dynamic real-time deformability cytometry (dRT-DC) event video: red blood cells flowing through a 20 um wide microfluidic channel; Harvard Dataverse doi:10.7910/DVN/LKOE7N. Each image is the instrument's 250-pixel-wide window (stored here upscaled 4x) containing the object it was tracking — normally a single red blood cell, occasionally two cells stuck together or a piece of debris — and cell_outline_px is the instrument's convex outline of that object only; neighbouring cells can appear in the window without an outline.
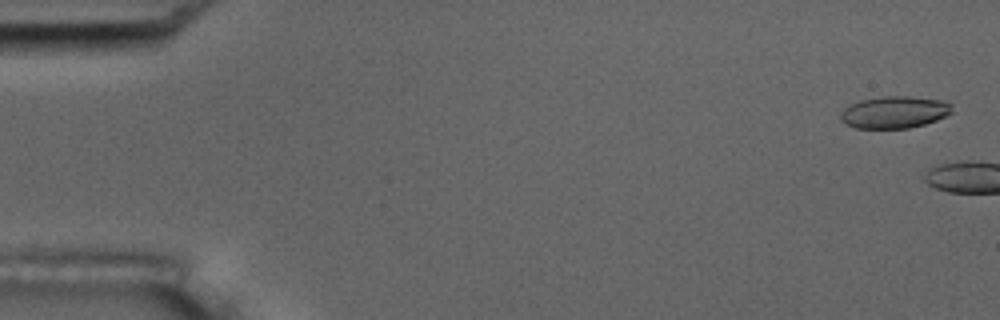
{"species": "common noctule bat (a hibernating species)", "species_latin": "Nyctalus noctula", "temperature_condition": "room temperature", "stored_images_in_passage": 2, "camera_frame_rate_fps": 3000, "um_per_image_px": 0.085, "animal": {"sex": "male", "body_mass_g": 17.5, "forearm_length_mm": 52.3}, "frame": {"image": 1, "passage_image": 1, "time_ms": 0.0, "image_size_px": [1000, 320], "cell_outline_px": [[952, 112], [936, 120], [924, 124], [908, 128], [856, 128], [840, 120], [840, 112], [844, 108], [860, 100], [884, 96], [908, 96], [944, 100], [952, 104]], "centroid_in_image_um": [76.03, 9.53], "position_along_channel_um": 9.0, "area_um2": 20.75}}